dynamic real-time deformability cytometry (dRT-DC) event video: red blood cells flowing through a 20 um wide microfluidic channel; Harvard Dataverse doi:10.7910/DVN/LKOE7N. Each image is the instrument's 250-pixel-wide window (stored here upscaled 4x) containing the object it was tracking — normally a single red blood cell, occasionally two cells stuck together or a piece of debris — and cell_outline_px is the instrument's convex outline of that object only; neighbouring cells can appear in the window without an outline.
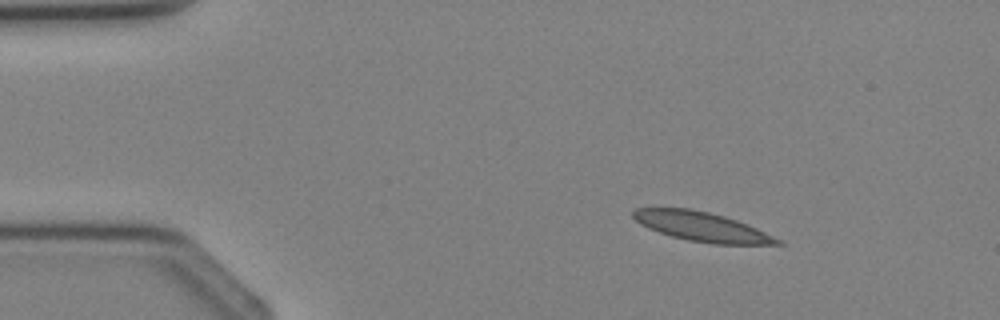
{"species": "Egyptian fruit bat (a non-hibernating species)", "species_latin": "Rousettus aegyptiacus", "temperature_condition": "cold", "stored_images_in_passage": 2, "camera_frame_rate_fps": 3000, "um_per_image_px": 0.085, "animal": {"sex": "female"}, "frame": {"image": 1, "passage_image": 1, "time_ms": 0.0, "image_size_px": [1000, 320], "cell_outline_px": [[784, 244], [712, 244], [688, 240], [672, 236], [648, 228], [640, 224], [632, 216], [632, 212], [636, 208], [692, 208], [724, 216], [748, 224], [780, 240]], "centroid_in_image_um": [59.62, 19.26], "position_along_channel_um": 25.4, "area_um2": 24.39}}